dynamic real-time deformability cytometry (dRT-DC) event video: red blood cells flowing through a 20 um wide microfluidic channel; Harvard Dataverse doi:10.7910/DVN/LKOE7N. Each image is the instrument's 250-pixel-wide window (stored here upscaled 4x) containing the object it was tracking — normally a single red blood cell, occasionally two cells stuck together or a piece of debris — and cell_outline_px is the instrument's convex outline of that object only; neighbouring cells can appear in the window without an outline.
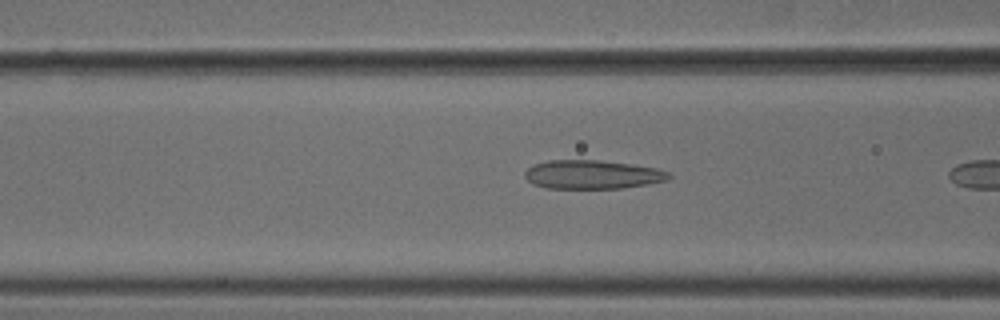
{"species": "common noctule bat (a hibernating species)", "species_latin": "Nyctalus noctula", "temperature_condition": "cold", "stored_images_in_passage": 7, "camera_frame_rate_fps": 3000, "um_per_image_px": 0.085, "animal": {"sex": "male", "body_mass_g": 18.8}, "frame": {"image": 1, "passage_image": 6, "time_ms": 1.667, "image_size_px": [1000, 320], "cell_outline_px": [[672, 176], [664, 180], [648, 184], [620, 188], [544, 188], [532, 184], [524, 176], [524, 172], [528, 168], [536, 164], [548, 160], [600, 160], [632, 164], [656, 168], [668, 172]], "centroid_in_image_um": [50.32, 14.83], "position_along_channel_um": 116.3, "area_um2": 24.04}}